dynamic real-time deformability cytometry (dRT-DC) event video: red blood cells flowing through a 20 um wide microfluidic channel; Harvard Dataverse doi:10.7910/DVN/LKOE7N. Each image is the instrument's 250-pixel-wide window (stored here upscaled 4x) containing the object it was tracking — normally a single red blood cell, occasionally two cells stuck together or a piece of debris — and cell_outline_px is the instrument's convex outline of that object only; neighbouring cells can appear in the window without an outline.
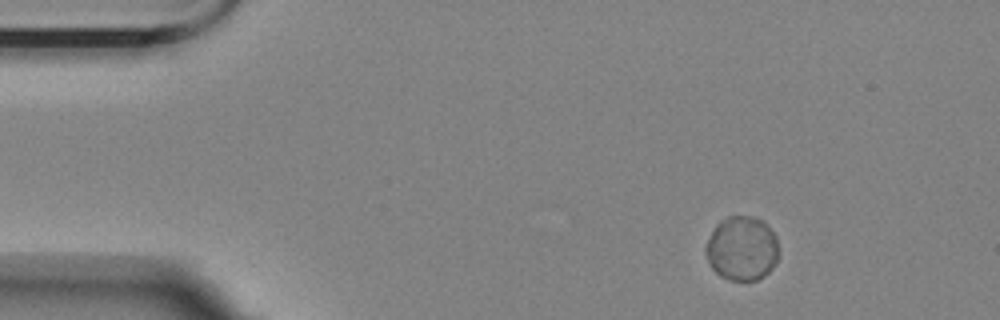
{"species": "Egyptian fruit bat (a non-hibernating species)", "species_latin": "Rousettus aegyptiacus", "temperature_condition": "room temperature", "stored_images_in_passage": 5, "camera_frame_rate_fps": 3000, "um_per_image_px": 0.085, "animal": {"sex": "female"}, "frame": {"image": 1, "passage_image": 1, "time_ms": 0.0, "image_size_px": [1000, 320], "cell_outline_px": [[776, 260], [772, 268], [764, 276], [756, 280], [728, 280], [720, 276], [712, 268], [704, 252], [704, 248], [716, 224], [720, 220], [728, 216], [752, 216], [764, 220], [776, 236]], "centroid_in_image_um": [63.04, 21.1], "position_along_channel_um": 22.0, "area_um2": 27.28}}